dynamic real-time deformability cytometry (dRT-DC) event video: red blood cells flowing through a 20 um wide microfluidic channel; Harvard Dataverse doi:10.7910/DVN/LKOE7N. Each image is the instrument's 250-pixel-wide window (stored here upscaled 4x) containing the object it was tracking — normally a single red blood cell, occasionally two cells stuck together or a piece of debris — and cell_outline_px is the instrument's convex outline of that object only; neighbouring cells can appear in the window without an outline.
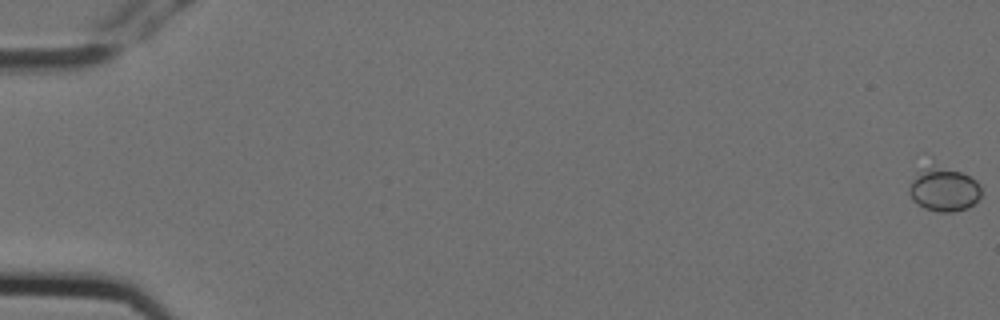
{"species": "Egyptian fruit bat (a non-hibernating species)", "species_latin": "Rousettus aegyptiacus", "temperature_condition": "cold", "stored_images_in_passage": 4, "camera_frame_rate_fps": 3000, "um_per_image_px": 0.085, "animal": {"sex": "female"}, "frame": {"image": 1, "passage_image": 1, "time_ms": 0.0, "image_size_px": [1000, 320], "cell_outline_px": [[980, 196], [968, 208], [952, 212], [940, 212], [924, 208], [916, 204], [908, 192], [908, 188], [912, 180], [932, 156], [976, 180], [980, 184]], "centroid_in_image_um": [80.18, 15.97], "position_along_channel_um": 4.8, "area_um2": 19.54}}